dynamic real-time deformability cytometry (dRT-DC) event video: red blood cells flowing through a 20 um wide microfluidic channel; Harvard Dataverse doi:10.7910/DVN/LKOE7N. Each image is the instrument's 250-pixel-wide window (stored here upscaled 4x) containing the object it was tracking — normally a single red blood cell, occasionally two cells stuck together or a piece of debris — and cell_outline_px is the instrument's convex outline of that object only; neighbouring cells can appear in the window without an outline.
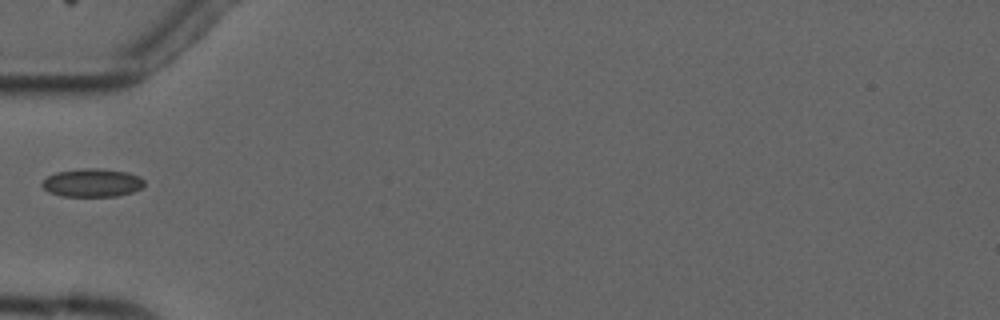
{"species": "common noctule bat (a hibernating species)", "species_latin": "Nyctalus noctula", "temperature_condition": "cold", "stored_images_in_passage": 8, "camera_frame_rate_fps": 3000, "um_per_image_px": 0.085, "animal": {"sex": "male", "forearm_length_mm": 52.5}, "frame": {"image": 1, "passage_image": 4, "time_ms": 4.0, "image_size_px": [1000, 320], "cell_outline_px": [[144, 184], [140, 188], [132, 192], [116, 196], [64, 196], [48, 192], [40, 184], [48, 176], [56, 172], [84, 168], [100, 168], [128, 172], [140, 176], [144, 180]], "centroid_in_image_um": [7.84, 15.53], "position_along_channel_um": 77.2, "area_um2": 16.82}}
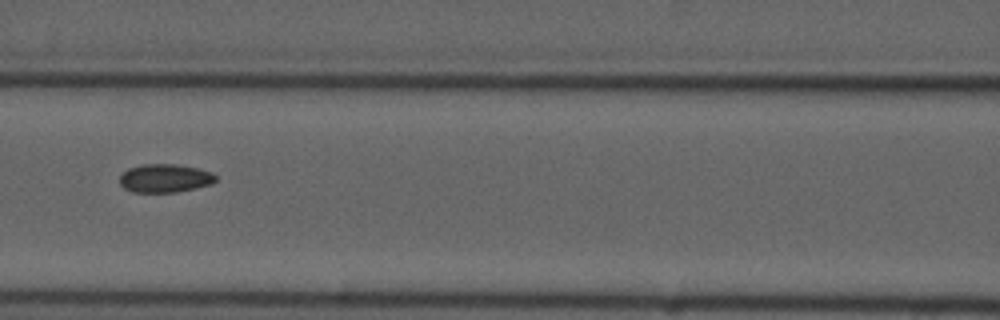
{"frame": {"image": 2, "passage_image": 6, "time_ms": 6.0, "image_size_px": [1000, 320], "cell_outline_px": [[216, 180], [212, 184], [196, 188], [176, 192], [132, 192], [124, 188], [120, 184], [120, 176], [128, 168], [144, 164], [176, 164], [196, 168], [212, 172], [216, 176]], "centroid_in_image_um": [14.02, 15.15], "position_along_channel_um": 152.6, "area_um2": 15.9}}
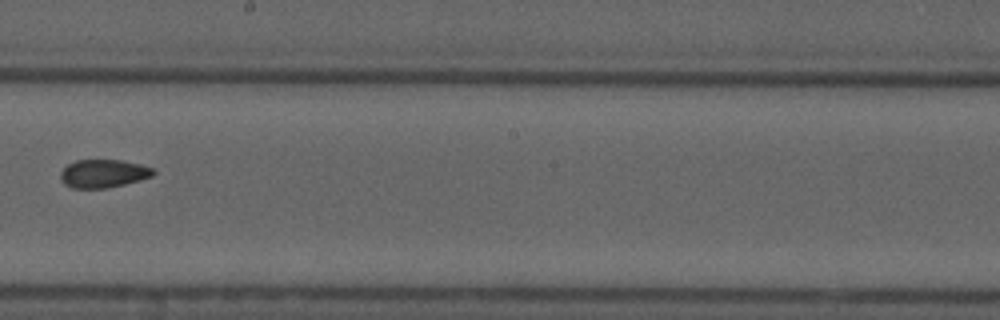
{"frame": {"image": 3, "passage_image": 8, "time_ms": 8.333, "image_size_px": [1000, 320], "cell_outline_px": [[156, 172], [152, 176], [140, 180], [108, 188], [72, 188], [64, 184], [60, 180], [60, 172], [68, 164], [76, 160], [120, 160], [140, 164], [152, 168]], "centroid_in_image_um": [8.76, 14.75], "position_along_channel_um": 239.4, "area_um2": 15.26}}